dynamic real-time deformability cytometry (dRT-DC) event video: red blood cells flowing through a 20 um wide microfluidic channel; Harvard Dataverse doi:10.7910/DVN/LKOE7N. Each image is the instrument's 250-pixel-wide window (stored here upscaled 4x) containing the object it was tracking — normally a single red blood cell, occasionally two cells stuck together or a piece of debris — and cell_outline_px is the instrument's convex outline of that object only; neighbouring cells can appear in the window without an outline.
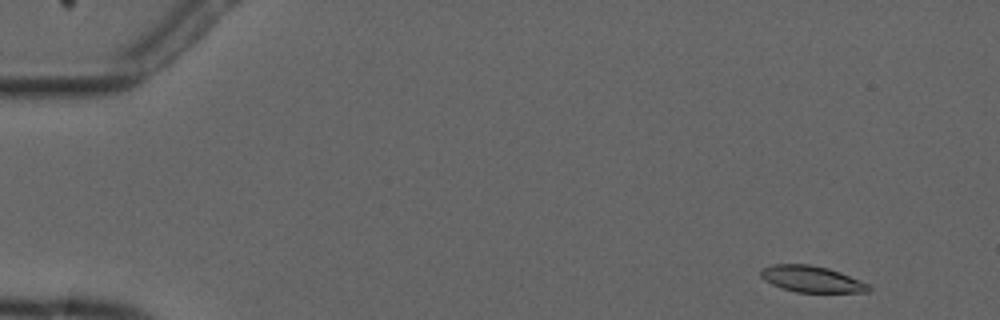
{"species": "common noctule bat (a hibernating species)", "species_latin": "Nyctalus noctula", "temperature_condition": "cold", "stored_images_in_passage": 4, "camera_frame_rate_fps": 3000, "um_per_image_px": 0.085, "animal": {"sex": "male", "forearm_length_mm": 52.5}, "frame": {"image": 1, "passage_image": 1, "time_ms": 0.0, "image_size_px": [1000, 320], "cell_outline_px": [[872, 288], [868, 292], [796, 292], [780, 288], [764, 280], [760, 276], [760, 268], [772, 264], [812, 264], [828, 268], [840, 272], [872, 284]], "centroid_in_image_um": [69.0, 23.71], "position_along_channel_um": 16.0, "area_um2": 16.88}}